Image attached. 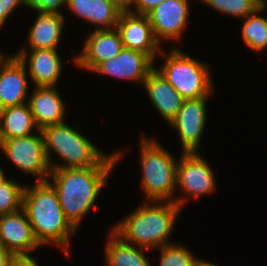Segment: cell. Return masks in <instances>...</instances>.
I'll use <instances>...</instances> for the list:
<instances>
[{"mask_svg": "<svg viewBox=\"0 0 267 266\" xmlns=\"http://www.w3.org/2000/svg\"><path fill=\"white\" fill-rule=\"evenodd\" d=\"M265 10L267 3L245 17L242 24V38L246 46L257 52L267 49V18L260 15Z\"/></svg>", "mask_w": 267, "mask_h": 266, "instance_id": "obj_23", "label": "cell"}, {"mask_svg": "<svg viewBox=\"0 0 267 266\" xmlns=\"http://www.w3.org/2000/svg\"><path fill=\"white\" fill-rule=\"evenodd\" d=\"M29 49L23 46L15 56L24 63L35 87H55L60 80L62 61L57 51ZM28 63V64H27ZM29 65V66H28Z\"/></svg>", "mask_w": 267, "mask_h": 266, "instance_id": "obj_16", "label": "cell"}, {"mask_svg": "<svg viewBox=\"0 0 267 266\" xmlns=\"http://www.w3.org/2000/svg\"><path fill=\"white\" fill-rule=\"evenodd\" d=\"M158 249L161 256L159 266H196L201 260L179 243H171Z\"/></svg>", "mask_w": 267, "mask_h": 266, "instance_id": "obj_25", "label": "cell"}, {"mask_svg": "<svg viewBox=\"0 0 267 266\" xmlns=\"http://www.w3.org/2000/svg\"><path fill=\"white\" fill-rule=\"evenodd\" d=\"M176 167V189L194 198L215 191L214 172L200 153H182Z\"/></svg>", "mask_w": 267, "mask_h": 266, "instance_id": "obj_8", "label": "cell"}, {"mask_svg": "<svg viewBox=\"0 0 267 266\" xmlns=\"http://www.w3.org/2000/svg\"><path fill=\"white\" fill-rule=\"evenodd\" d=\"M159 55L165 57L158 69L154 67L177 91L186 99L210 97L213 89L210 67L205 63L183 53L179 48L172 47Z\"/></svg>", "mask_w": 267, "mask_h": 266, "instance_id": "obj_6", "label": "cell"}, {"mask_svg": "<svg viewBox=\"0 0 267 266\" xmlns=\"http://www.w3.org/2000/svg\"><path fill=\"white\" fill-rule=\"evenodd\" d=\"M208 97L186 99L170 125L177 130L182 153H198L203 130L206 126Z\"/></svg>", "mask_w": 267, "mask_h": 266, "instance_id": "obj_9", "label": "cell"}, {"mask_svg": "<svg viewBox=\"0 0 267 266\" xmlns=\"http://www.w3.org/2000/svg\"><path fill=\"white\" fill-rule=\"evenodd\" d=\"M66 5V0H24V6L35 11L63 15L59 9Z\"/></svg>", "mask_w": 267, "mask_h": 266, "instance_id": "obj_27", "label": "cell"}, {"mask_svg": "<svg viewBox=\"0 0 267 266\" xmlns=\"http://www.w3.org/2000/svg\"><path fill=\"white\" fill-rule=\"evenodd\" d=\"M107 266H150L145 248L125 242L113 230L105 244Z\"/></svg>", "mask_w": 267, "mask_h": 266, "instance_id": "obj_22", "label": "cell"}, {"mask_svg": "<svg viewBox=\"0 0 267 266\" xmlns=\"http://www.w3.org/2000/svg\"><path fill=\"white\" fill-rule=\"evenodd\" d=\"M143 135L140 140L142 179L146 201L175 202L184 207L186 197L174 198L177 160L156 139Z\"/></svg>", "mask_w": 267, "mask_h": 266, "instance_id": "obj_5", "label": "cell"}, {"mask_svg": "<svg viewBox=\"0 0 267 266\" xmlns=\"http://www.w3.org/2000/svg\"><path fill=\"white\" fill-rule=\"evenodd\" d=\"M189 0H163L147 14L156 40H179L186 30Z\"/></svg>", "mask_w": 267, "mask_h": 266, "instance_id": "obj_11", "label": "cell"}, {"mask_svg": "<svg viewBox=\"0 0 267 266\" xmlns=\"http://www.w3.org/2000/svg\"><path fill=\"white\" fill-rule=\"evenodd\" d=\"M120 12H132L135 0H110Z\"/></svg>", "mask_w": 267, "mask_h": 266, "instance_id": "obj_31", "label": "cell"}, {"mask_svg": "<svg viewBox=\"0 0 267 266\" xmlns=\"http://www.w3.org/2000/svg\"><path fill=\"white\" fill-rule=\"evenodd\" d=\"M0 244L14 255H31V252L39 248L22 208L0 216Z\"/></svg>", "mask_w": 267, "mask_h": 266, "instance_id": "obj_15", "label": "cell"}, {"mask_svg": "<svg viewBox=\"0 0 267 266\" xmlns=\"http://www.w3.org/2000/svg\"><path fill=\"white\" fill-rule=\"evenodd\" d=\"M40 132L51 169L116 166L122 155L121 151H118L105 156L106 154L81 132L66 122L44 127ZM52 151L64 161L63 164L52 162Z\"/></svg>", "mask_w": 267, "mask_h": 266, "instance_id": "obj_4", "label": "cell"}, {"mask_svg": "<svg viewBox=\"0 0 267 266\" xmlns=\"http://www.w3.org/2000/svg\"><path fill=\"white\" fill-rule=\"evenodd\" d=\"M37 12L38 16L28 32L27 42L29 46L27 48L57 51L63 36L65 16Z\"/></svg>", "mask_w": 267, "mask_h": 266, "instance_id": "obj_19", "label": "cell"}, {"mask_svg": "<svg viewBox=\"0 0 267 266\" xmlns=\"http://www.w3.org/2000/svg\"><path fill=\"white\" fill-rule=\"evenodd\" d=\"M116 29L120 33L123 48L143 52L153 61L163 49L154 36L147 15L121 12Z\"/></svg>", "mask_w": 267, "mask_h": 266, "instance_id": "obj_10", "label": "cell"}, {"mask_svg": "<svg viewBox=\"0 0 267 266\" xmlns=\"http://www.w3.org/2000/svg\"><path fill=\"white\" fill-rule=\"evenodd\" d=\"M180 211L181 207L175 202L145 201L112 230L129 244L154 250L171 244L168 238Z\"/></svg>", "mask_w": 267, "mask_h": 266, "instance_id": "obj_3", "label": "cell"}, {"mask_svg": "<svg viewBox=\"0 0 267 266\" xmlns=\"http://www.w3.org/2000/svg\"><path fill=\"white\" fill-rule=\"evenodd\" d=\"M22 209L31 224L37 243L40 246L57 245L69 256L70 237L77 230L67 220L57 192L48 181H36L32 187L25 185Z\"/></svg>", "mask_w": 267, "mask_h": 266, "instance_id": "obj_1", "label": "cell"}, {"mask_svg": "<svg viewBox=\"0 0 267 266\" xmlns=\"http://www.w3.org/2000/svg\"><path fill=\"white\" fill-rule=\"evenodd\" d=\"M19 5H24V0H0V28Z\"/></svg>", "mask_w": 267, "mask_h": 266, "instance_id": "obj_28", "label": "cell"}, {"mask_svg": "<svg viewBox=\"0 0 267 266\" xmlns=\"http://www.w3.org/2000/svg\"><path fill=\"white\" fill-rule=\"evenodd\" d=\"M86 37L81 53L74 58L76 66L88 72L92 71L99 63L111 59L123 49L119 31L93 30Z\"/></svg>", "mask_w": 267, "mask_h": 266, "instance_id": "obj_14", "label": "cell"}, {"mask_svg": "<svg viewBox=\"0 0 267 266\" xmlns=\"http://www.w3.org/2000/svg\"><path fill=\"white\" fill-rule=\"evenodd\" d=\"M202 3L217 12L241 19L254 13L264 4L262 0H203Z\"/></svg>", "mask_w": 267, "mask_h": 266, "instance_id": "obj_24", "label": "cell"}, {"mask_svg": "<svg viewBox=\"0 0 267 266\" xmlns=\"http://www.w3.org/2000/svg\"><path fill=\"white\" fill-rule=\"evenodd\" d=\"M33 130L39 131L28 103L0 109V141L29 136Z\"/></svg>", "mask_w": 267, "mask_h": 266, "instance_id": "obj_21", "label": "cell"}, {"mask_svg": "<svg viewBox=\"0 0 267 266\" xmlns=\"http://www.w3.org/2000/svg\"><path fill=\"white\" fill-rule=\"evenodd\" d=\"M66 6L74 15L96 25V30L115 29L121 13L110 0H66Z\"/></svg>", "mask_w": 267, "mask_h": 266, "instance_id": "obj_20", "label": "cell"}, {"mask_svg": "<svg viewBox=\"0 0 267 266\" xmlns=\"http://www.w3.org/2000/svg\"><path fill=\"white\" fill-rule=\"evenodd\" d=\"M7 180L8 178L5 176L3 169L0 167V186Z\"/></svg>", "mask_w": 267, "mask_h": 266, "instance_id": "obj_34", "label": "cell"}, {"mask_svg": "<svg viewBox=\"0 0 267 266\" xmlns=\"http://www.w3.org/2000/svg\"><path fill=\"white\" fill-rule=\"evenodd\" d=\"M163 0H135L134 8L132 13L147 15L155 7H157Z\"/></svg>", "mask_w": 267, "mask_h": 266, "instance_id": "obj_29", "label": "cell"}, {"mask_svg": "<svg viewBox=\"0 0 267 266\" xmlns=\"http://www.w3.org/2000/svg\"><path fill=\"white\" fill-rule=\"evenodd\" d=\"M24 187L11 179L0 186V216L21 210Z\"/></svg>", "mask_w": 267, "mask_h": 266, "instance_id": "obj_26", "label": "cell"}, {"mask_svg": "<svg viewBox=\"0 0 267 266\" xmlns=\"http://www.w3.org/2000/svg\"><path fill=\"white\" fill-rule=\"evenodd\" d=\"M37 134L0 141V149L17 169L35 176L37 182H45L52 169L40 130Z\"/></svg>", "mask_w": 267, "mask_h": 266, "instance_id": "obj_7", "label": "cell"}, {"mask_svg": "<svg viewBox=\"0 0 267 266\" xmlns=\"http://www.w3.org/2000/svg\"><path fill=\"white\" fill-rule=\"evenodd\" d=\"M142 85L155 109L170 124L185 99L155 68L148 74Z\"/></svg>", "mask_w": 267, "mask_h": 266, "instance_id": "obj_18", "label": "cell"}, {"mask_svg": "<svg viewBox=\"0 0 267 266\" xmlns=\"http://www.w3.org/2000/svg\"><path fill=\"white\" fill-rule=\"evenodd\" d=\"M56 87H35L27 99L35 125L44 127L65 122L66 105Z\"/></svg>", "mask_w": 267, "mask_h": 266, "instance_id": "obj_17", "label": "cell"}, {"mask_svg": "<svg viewBox=\"0 0 267 266\" xmlns=\"http://www.w3.org/2000/svg\"><path fill=\"white\" fill-rule=\"evenodd\" d=\"M27 70L17 56H0V109L27 103Z\"/></svg>", "mask_w": 267, "mask_h": 266, "instance_id": "obj_13", "label": "cell"}, {"mask_svg": "<svg viewBox=\"0 0 267 266\" xmlns=\"http://www.w3.org/2000/svg\"><path fill=\"white\" fill-rule=\"evenodd\" d=\"M15 255L8 251L2 244H0V266H11L12 259Z\"/></svg>", "mask_w": 267, "mask_h": 266, "instance_id": "obj_32", "label": "cell"}, {"mask_svg": "<svg viewBox=\"0 0 267 266\" xmlns=\"http://www.w3.org/2000/svg\"><path fill=\"white\" fill-rule=\"evenodd\" d=\"M153 64L154 61L147 54L123 48L116 56L99 63L92 72L143 84L154 69Z\"/></svg>", "mask_w": 267, "mask_h": 266, "instance_id": "obj_12", "label": "cell"}, {"mask_svg": "<svg viewBox=\"0 0 267 266\" xmlns=\"http://www.w3.org/2000/svg\"><path fill=\"white\" fill-rule=\"evenodd\" d=\"M11 266H38L37 262L30 255H15Z\"/></svg>", "mask_w": 267, "mask_h": 266, "instance_id": "obj_30", "label": "cell"}, {"mask_svg": "<svg viewBox=\"0 0 267 266\" xmlns=\"http://www.w3.org/2000/svg\"><path fill=\"white\" fill-rule=\"evenodd\" d=\"M196 266H220V265H217V264H214V263H210L208 261H205V260H200Z\"/></svg>", "mask_w": 267, "mask_h": 266, "instance_id": "obj_33", "label": "cell"}, {"mask_svg": "<svg viewBox=\"0 0 267 266\" xmlns=\"http://www.w3.org/2000/svg\"><path fill=\"white\" fill-rule=\"evenodd\" d=\"M114 167L91 166L51 170L48 182L56 190L63 212L76 230L84 216L95 205Z\"/></svg>", "mask_w": 267, "mask_h": 266, "instance_id": "obj_2", "label": "cell"}]
</instances>
